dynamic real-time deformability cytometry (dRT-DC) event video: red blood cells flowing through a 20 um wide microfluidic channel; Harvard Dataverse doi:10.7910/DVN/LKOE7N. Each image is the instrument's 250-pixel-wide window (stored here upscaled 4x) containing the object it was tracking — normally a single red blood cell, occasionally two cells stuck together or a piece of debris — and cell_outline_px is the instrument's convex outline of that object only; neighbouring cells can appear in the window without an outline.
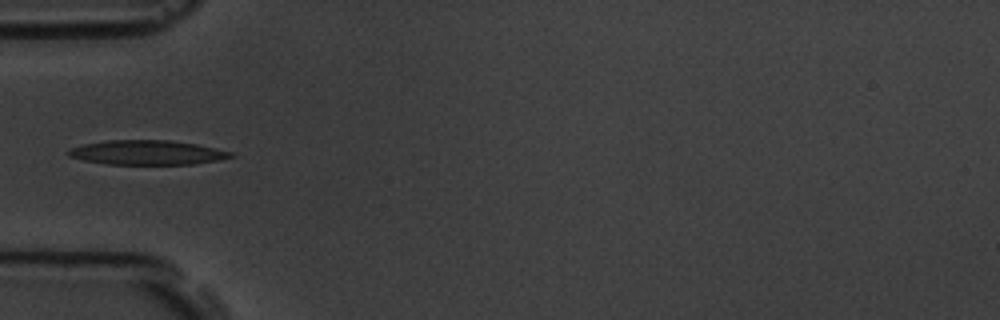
{"species": "common noctule bat (a hibernating species)", "species_latin": "Nyctalus noctula", "temperature_condition": "room temperature", "stored_images_in_passage": 6, "camera_frame_rate_fps": 3000, "um_per_image_px": 0.085, "animal": {"sex": "male", "body_mass_g": 19.5, "forearm_length_mm": 54.6}, "frame": {"image": 1, "passage_image": 6, "time_ms": 5.667, "image_size_px": [1000, 320], "cell_outline_px": [[236, 156], [220, 160], [192, 164], [108, 164], [84, 160], [68, 156], [64, 152], [68, 148], [84, 144], [108, 140], [168, 140], [196, 144], [236, 152]], "centroid_in_image_um": [12.53, 12.96], "position_along_channel_um": 72.5, "area_um2": 23.35}}